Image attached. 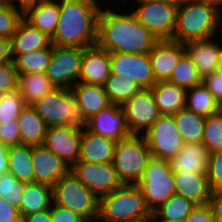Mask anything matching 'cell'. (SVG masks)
<instances>
[{
    "label": "cell",
    "mask_w": 222,
    "mask_h": 222,
    "mask_svg": "<svg viewBox=\"0 0 222 222\" xmlns=\"http://www.w3.org/2000/svg\"><path fill=\"white\" fill-rule=\"evenodd\" d=\"M103 8L97 45L109 53H147L159 41L130 10L119 11L114 5Z\"/></svg>",
    "instance_id": "obj_1"
},
{
    "label": "cell",
    "mask_w": 222,
    "mask_h": 222,
    "mask_svg": "<svg viewBox=\"0 0 222 222\" xmlns=\"http://www.w3.org/2000/svg\"><path fill=\"white\" fill-rule=\"evenodd\" d=\"M99 0H59V21L51 43L86 48L97 44Z\"/></svg>",
    "instance_id": "obj_2"
},
{
    "label": "cell",
    "mask_w": 222,
    "mask_h": 222,
    "mask_svg": "<svg viewBox=\"0 0 222 222\" xmlns=\"http://www.w3.org/2000/svg\"><path fill=\"white\" fill-rule=\"evenodd\" d=\"M220 28H222V12L218 8L206 3L180 0L172 40L185 44L213 36L219 37Z\"/></svg>",
    "instance_id": "obj_3"
},
{
    "label": "cell",
    "mask_w": 222,
    "mask_h": 222,
    "mask_svg": "<svg viewBox=\"0 0 222 222\" xmlns=\"http://www.w3.org/2000/svg\"><path fill=\"white\" fill-rule=\"evenodd\" d=\"M32 106L48 127L65 126L80 134L87 130L88 119L71 89L55 88Z\"/></svg>",
    "instance_id": "obj_4"
},
{
    "label": "cell",
    "mask_w": 222,
    "mask_h": 222,
    "mask_svg": "<svg viewBox=\"0 0 222 222\" xmlns=\"http://www.w3.org/2000/svg\"><path fill=\"white\" fill-rule=\"evenodd\" d=\"M151 210L147 207L136 184H123L112 193L99 198L100 222H148Z\"/></svg>",
    "instance_id": "obj_5"
},
{
    "label": "cell",
    "mask_w": 222,
    "mask_h": 222,
    "mask_svg": "<svg viewBox=\"0 0 222 222\" xmlns=\"http://www.w3.org/2000/svg\"><path fill=\"white\" fill-rule=\"evenodd\" d=\"M151 158L145 137L130 134L117 142L113 166L123 184H137Z\"/></svg>",
    "instance_id": "obj_6"
},
{
    "label": "cell",
    "mask_w": 222,
    "mask_h": 222,
    "mask_svg": "<svg viewBox=\"0 0 222 222\" xmlns=\"http://www.w3.org/2000/svg\"><path fill=\"white\" fill-rule=\"evenodd\" d=\"M53 202L79 214L87 222L96 221L99 213V197L71 172L53 186Z\"/></svg>",
    "instance_id": "obj_7"
},
{
    "label": "cell",
    "mask_w": 222,
    "mask_h": 222,
    "mask_svg": "<svg viewBox=\"0 0 222 222\" xmlns=\"http://www.w3.org/2000/svg\"><path fill=\"white\" fill-rule=\"evenodd\" d=\"M141 190L147 207L153 212L176 194L174 175L169 160L152 157L136 184Z\"/></svg>",
    "instance_id": "obj_8"
},
{
    "label": "cell",
    "mask_w": 222,
    "mask_h": 222,
    "mask_svg": "<svg viewBox=\"0 0 222 222\" xmlns=\"http://www.w3.org/2000/svg\"><path fill=\"white\" fill-rule=\"evenodd\" d=\"M131 12L158 40H172L177 24L179 3L132 0Z\"/></svg>",
    "instance_id": "obj_9"
},
{
    "label": "cell",
    "mask_w": 222,
    "mask_h": 222,
    "mask_svg": "<svg viewBox=\"0 0 222 222\" xmlns=\"http://www.w3.org/2000/svg\"><path fill=\"white\" fill-rule=\"evenodd\" d=\"M85 48L55 46L45 75L55 88L71 89L79 82Z\"/></svg>",
    "instance_id": "obj_10"
},
{
    "label": "cell",
    "mask_w": 222,
    "mask_h": 222,
    "mask_svg": "<svg viewBox=\"0 0 222 222\" xmlns=\"http://www.w3.org/2000/svg\"><path fill=\"white\" fill-rule=\"evenodd\" d=\"M143 136L152 157L158 159L170 160L179 153L184 144L174 115H161Z\"/></svg>",
    "instance_id": "obj_11"
},
{
    "label": "cell",
    "mask_w": 222,
    "mask_h": 222,
    "mask_svg": "<svg viewBox=\"0 0 222 222\" xmlns=\"http://www.w3.org/2000/svg\"><path fill=\"white\" fill-rule=\"evenodd\" d=\"M121 107L130 134L143 135L161 116L150 88L134 94Z\"/></svg>",
    "instance_id": "obj_12"
},
{
    "label": "cell",
    "mask_w": 222,
    "mask_h": 222,
    "mask_svg": "<svg viewBox=\"0 0 222 222\" xmlns=\"http://www.w3.org/2000/svg\"><path fill=\"white\" fill-rule=\"evenodd\" d=\"M71 172L99 198L112 193L123 185L113 163H89L78 161Z\"/></svg>",
    "instance_id": "obj_13"
},
{
    "label": "cell",
    "mask_w": 222,
    "mask_h": 222,
    "mask_svg": "<svg viewBox=\"0 0 222 222\" xmlns=\"http://www.w3.org/2000/svg\"><path fill=\"white\" fill-rule=\"evenodd\" d=\"M110 67L111 73L134 78L143 89H149L156 83L149 52L110 53Z\"/></svg>",
    "instance_id": "obj_14"
},
{
    "label": "cell",
    "mask_w": 222,
    "mask_h": 222,
    "mask_svg": "<svg viewBox=\"0 0 222 222\" xmlns=\"http://www.w3.org/2000/svg\"><path fill=\"white\" fill-rule=\"evenodd\" d=\"M32 162L34 182L51 187L71 170V167L44 145H32Z\"/></svg>",
    "instance_id": "obj_15"
},
{
    "label": "cell",
    "mask_w": 222,
    "mask_h": 222,
    "mask_svg": "<svg viewBox=\"0 0 222 222\" xmlns=\"http://www.w3.org/2000/svg\"><path fill=\"white\" fill-rule=\"evenodd\" d=\"M81 136L65 126H51L43 145L72 167L79 160Z\"/></svg>",
    "instance_id": "obj_16"
},
{
    "label": "cell",
    "mask_w": 222,
    "mask_h": 222,
    "mask_svg": "<svg viewBox=\"0 0 222 222\" xmlns=\"http://www.w3.org/2000/svg\"><path fill=\"white\" fill-rule=\"evenodd\" d=\"M216 36L185 43V52L189 55L202 79L218 70L222 56V43ZM222 42V41H221Z\"/></svg>",
    "instance_id": "obj_17"
},
{
    "label": "cell",
    "mask_w": 222,
    "mask_h": 222,
    "mask_svg": "<svg viewBox=\"0 0 222 222\" xmlns=\"http://www.w3.org/2000/svg\"><path fill=\"white\" fill-rule=\"evenodd\" d=\"M87 130L117 142L130 135L125 122L124 109L118 104H111L88 119Z\"/></svg>",
    "instance_id": "obj_18"
},
{
    "label": "cell",
    "mask_w": 222,
    "mask_h": 222,
    "mask_svg": "<svg viewBox=\"0 0 222 222\" xmlns=\"http://www.w3.org/2000/svg\"><path fill=\"white\" fill-rule=\"evenodd\" d=\"M184 53L185 45L183 43L159 40L149 52L155 81L168 80Z\"/></svg>",
    "instance_id": "obj_19"
},
{
    "label": "cell",
    "mask_w": 222,
    "mask_h": 222,
    "mask_svg": "<svg viewBox=\"0 0 222 222\" xmlns=\"http://www.w3.org/2000/svg\"><path fill=\"white\" fill-rule=\"evenodd\" d=\"M110 74V53L97 44L86 47L79 82L104 86Z\"/></svg>",
    "instance_id": "obj_20"
},
{
    "label": "cell",
    "mask_w": 222,
    "mask_h": 222,
    "mask_svg": "<svg viewBox=\"0 0 222 222\" xmlns=\"http://www.w3.org/2000/svg\"><path fill=\"white\" fill-rule=\"evenodd\" d=\"M209 152L202 142H186L169 162L173 173L207 174Z\"/></svg>",
    "instance_id": "obj_21"
},
{
    "label": "cell",
    "mask_w": 222,
    "mask_h": 222,
    "mask_svg": "<svg viewBox=\"0 0 222 222\" xmlns=\"http://www.w3.org/2000/svg\"><path fill=\"white\" fill-rule=\"evenodd\" d=\"M117 141L86 130L81 136L79 160L89 163H113Z\"/></svg>",
    "instance_id": "obj_22"
},
{
    "label": "cell",
    "mask_w": 222,
    "mask_h": 222,
    "mask_svg": "<svg viewBox=\"0 0 222 222\" xmlns=\"http://www.w3.org/2000/svg\"><path fill=\"white\" fill-rule=\"evenodd\" d=\"M176 194L191 200L196 205H207L211 198V188L207 174L192 172L173 173Z\"/></svg>",
    "instance_id": "obj_23"
},
{
    "label": "cell",
    "mask_w": 222,
    "mask_h": 222,
    "mask_svg": "<svg viewBox=\"0 0 222 222\" xmlns=\"http://www.w3.org/2000/svg\"><path fill=\"white\" fill-rule=\"evenodd\" d=\"M71 90L87 119L111 105L104 86L78 82Z\"/></svg>",
    "instance_id": "obj_24"
},
{
    "label": "cell",
    "mask_w": 222,
    "mask_h": 222,
    "mask_svg": "<svg viewBox=\"0 0 222 222\" xmlns=\"http://www.w3.org/2000/svg\"><path fill=\"white\" fill-rule=\"evenodd\" d=\"M51 38L23 19L10 38L11 54H25L48 47Z\"/></svg>",
    "instance_id": "obj_25"
},
{
    "label": "cell",
    "mask_w": 222,
    "mask_h": 222,
    "mask_svg": "<svg viewBox=\"0 0 222 222\" xmlns=\"http://www.w3.org/2000/svg\"><path fill=\"white\" fill-rule=\"evenodd\" d=\"M161 115H174L186 106L187 90L169 81H157L151 88Z\"/></svg>",
    "instance_id": "obj_26"
},
{
    "label": "cell",
    "mask_w": 222,
    "mask_h": 222,
    "mask_svg": "<svg viewBox=\"0 0 222 222\" xmlns=\"http://www.w3.org/2000/svg\"><path fill=\"white\" fill-rule=\"evenodd\" d=\"M21 144L43 145L48 126L32 105H26L17 119Z\"/></svg>",
    "instance_id": "obj_27"
},
{
    "label": "cell",
    "mask_w": 222,
    "mask_h": 222,
    "mask_svg": "<svg viewBox=\"0 0 222 222\" xmlns=\"http://www.w3.org/2000/svg\"><path fill=\"white\" fill-rule=\"evenodd\" d=\"M59 16V0H43L31 8L24 15V19L52 38L58 25Z\"/></svg>",
    "instance_id": "obj_28"
},
{
    "label": "cell",
    "mask_w": 222,
    "mask_h": 222,
    "mask_svg": "<svg viewBox=\"0 0 222 222\" xmlns=\"http://www.w3.org/2000/svg\"><path fill=\"white\" fill-rule=\"evenodd\" d=\"M21 216L50 210L53 202V187L41 183H26L23 194Z\"/></svg>",
    "instance_id": "obj_29"
},
{
    "label": "cell",
    "mask_w": 222,
    "mask_h": 222,
    "mask_svg": "<svg viewBox=\"0 0 222 222\" xmlns=\"http://www.w3.org/2000/svg\"><path fill=\"white\" fill-rule=\"evenodd\" d=\"M54 89L45 73L19 74L18 91L26 105H33Z\"/></svg>",
    "instance_id": "obj_30"
},
{
    "label": "cell",
    "mask_w": 222,
    "mask_h": 222,
    "mask_svg": "<svg viewBox=\"0 0 222 222\" xmlns=\"http://www.w3.org/2000/svg\"><path fill=\"white\" fill-rule=\"evenodd\" d=\"M9 169L18 180L25 183L34 182L32 162V145L19 144L11 146L8 151Z\"/></svg>",
    "instance_id": "obj_31"
},
{
    "label": "cell",
    "mask_w": 222,
    "mask_h": 222,
    "mask_svg": "<svg viewBox=\"0 0 222 222\" xmlns=\"http://www.w3.org/2000/svg\"><path fill=\"white\" fill-rule=\"evenodd\" d=\"M176 127L186 142H202L206 117L198 115L186 107L174 114Z\"/></svg>",
    "instance_id": "obj_32"
},
{
    "label": "cell",
    "mask_w": 222,
    "mask_h": 222,
    "mask_svg": "<svg viewBox=\"0 0 222 222\" xmlns=\"http://www.w3.org/2000/svg\"><path fill=\"white\" fill-rule=\"evenodd\" d=\"M18 74L45 73L52 57V43L25 54H11Z\"/></svg>",
    "instance_id": "obj_33"
},
{
    "label": "cell",
    "mask_w": 222,
    "mask_h": 222,
    "mask_svg": "<svg viewBox=\"0 0 222 222\" xmlns=\"http://www.w3.org/2000/svg\"><path fill=\"white\" fill-rule=\"evenodd\" d=\"M185 107L204 117L213 115L222 109L212 93L203 83L195 85L187 90Z\"/></svg>",
    "instance_id": "obj_34"
},
{
    "label": "cell",
    "mask_w": 222,
    "mask_h": 222,
    "mask_svg": "<svg viewBox=\"0 0 222 222\" xmlns=\"http://www.w3.org/2000/svg\"><path fill=\"white\" fill-rule=\"evenodd\" d=\"M105 92L111 104L122 105L143 88L134 78L123 77L122 74L111 73L104 84Z\"/></svg>",
    "instance_id": "obj_35"
},
{
    "label": "cell",
    "mask_w": 222,
    "mask_h": 222,
    "mask_svg": "<svg viewBox=\"0 0 222 222\" xmlns=\"http://www.w3.org/2000/svg\"><path fill=\"white\" fill-rule=\"evenodd\" d=\"M196 206L191 200L174 194L153 212L161 219L185 222Z\"/></svg>",
    "instance_id": "obj_36"
},
{
    "label": "cell",
    "mask_w": 222,
    "mask_h": 222,
    "mask_svg": "<svg viewBox=\"0 0 222 222\" xmlns=\"http://www.w3.org/2000/svg\"><path fill=\"white\" fill-rule=\"evenodd\" d=\"M186 90L202 83V77L199 75L197 67L185 52L179 59L170 78L167 80Z\"/></svg>",
    "instance_id": "obj_37"
},
{
    "label": "cell",
    "mask_w": 222,
    "mask_h": 222,
    "mask_svg": "<svg viewBox=\"0 0 222 222\" xmlns=\"http://www.w3.org/2000/svg\"><path fill=\"white\" fill-rule=\"evenodd\" d=\"M26 183L18 180L9 171L0 172V198L21 209Z\"/></svg>",
    "instance_id": "obj_38"
},
{
    "label": "cell",
    "mask_w": 222,
    "mask_h": 222,
    "mask_svg": "<svg viewBox=\"0 0 222 222\" xmlns=\"http://www.w3.org/2000/svg\"><path fill=\"white\" fill-rule=\"evenodd\" d=\"M202 143L209 153L222 151V109L206 117Z\"/></svg>",
    "instance_id": "obj_39"
},
{
    "label": "cell",
    "mask_w": 222,
    "mask_h": 222,
    "mask_svg": "<svg viewBox=\"0 0 222 222\" xmlns=\"http://www.w3.org/2000/svg\"><path fill=\"white\" fill-rule=\"evenodd\" d=\"M24 15L7 1L0 0V37L10 39L16 32Z\"/></svg>",
    "instance_id": "obj_40"
},
{
    "label": "cell",
    "mask_w": 222,
    "mask_h": 222,
    "mask_svg": "<svg viewBox=\"0 0 222 222\" xmlns=\"http://www.w3.org/2000/svg\"><path fill=\"white\" fill-rule=\"evenodd\" d=\"M25 106L18 90L0 95V123L18 119Z\"/></svg>",
    "instance_id": "obj_41"
},
{
    "label": "cell",
    "mask_w": 222,
    "mask_h": 222,
    "mask_svg": "<svg viewBox=\"0 0 222 222\" xmlns=\"http://www.w3.org/2000/svg\"><path fill=\"white\" fill-rule=\"evenodd\" d=\"M207 177L212 192L222 190V151L209 154Z\"/></svg>",
    "instance_id": "obj_42"
},
{
    "label": "cell",
    "mask_w": 222,
    "mask_h": 222,
    "mask_svg": "<svg viewBox=\"0 0 222 222\" xmlns=\"http://www.w3.org/2000/svg\"><path fill=\"white\" fill-rule=\"evenodd\" d=\"M18 77L13 61L0 64V95L18 90Z\"/></svg>",
    "instance_id": "obj_43"
},
{
    "label": "cell",
    "mask_w": 222,
    "mask_h": 222,
    "mask_svg": "<svg viewBox=\"0 0 222 222\" xmlns=\"http://www.w3.org/2000/svg\"><path fill=\"white\" fill-rule=\"evenodd\" d=\"M0 143L8 147L21 144L17 119L0 123Z\"/></svg>",
    "instance_id": "obj_44"
},
{
    "label": "cell",
    "mask_w": 222,
    "mask_h": 222,
    "mask_svg": "<svg viewBox=\"0 0 222 222\" xmlns=\"http://www.w3.org/2000/svg\"><path fill=\"white\" fill-rule=\"evenodd\" d=\"M52 222H87L79 214L52 202L50 207Z\"/></svg>",
    "instance_id": "obj_45"
},
{
    "label": "cell",
    "mask_w": 222,
    "mask_h": 222,
    "mask_svg": "<svg viewBox=\"0 0 222 222\" xmlns=\"http://www.w3.org/2000/svg\"><path fill=\"white\" fill-rule=\"evenodd\" d=\"M202 83L212 93L215 100L222 107V73L214 71L212 74L205 76Z\"/></svg>",
    "instance_id": "obj_46"
},
{
    "label": "cell",
    "mask_w": 222,
    "mask_h": 222,
    "mask_svg": "<svg viewBox=\"0 0 222 222\" xmlns=\"http://www.w3.org/2000/svg\"><path fill=\"white\" fill-rule=\"evenodd\" d=\"M185 222H215L209 205H197Z\"/></svg>",
    "instance_id": "obj_47"
},
{
    "label": "cell",
    "mask_w": 222,
    "mask_h": 222,
    "mask_svg": "<svg viewBox=\"0 0 222 222\" xmlns=\"http://www.w3.org/2000/svg\"><path fill=\"white\" fill-rule=\"evenodd\" d=\"M0 222H21L19 210L0 198Z\"/></svg>",
    "instance_id": "obj_48"
},
{
    "label": "cell",
    "mask_w": 222,
    "mask_h": 222,
    "mask_svg": "<svg viewBox=\"0 0 222 222\" xmlns=\"http://www.w3.org/2000/svg\"><path fill=\"white\" fill-rule=\"evenodd\" d=\"M208 205L211 208L215 222H222V190L212 192Z\"/></svg>",
    "instance_id": "obj_49"
},
{
    "label": "cell",
    "mask_w": 222,
    "mask_h": 222,
    "mask_svg": "<svg viewBox=\"0 0 222 222\" xmlns=\"http://www.w3.org/2000/svg\"><path fill=\"white\" fill-rule=\"evenodd\" d=\"M13 8L25 15L43 0H6ZM18 5V6H17Z\"/></svg>",
    "instance_id": "obj_50"
},
{
    "label": "cell",
    "mask_w": 222,
    "mask_h": 222,
    "mask_svg": "<svg viewBox=\"0 0 222 222\" xmlns=\"http://www.w3.org/2000/svg\"><path fill=\"white\" fill-rule=\"evenodd\" d=\"M21 222H52L50 210L21 216Z\"/></svg>",
    "instance_id": "obj_51"
},
{
    "label": "cell",
    "mask_w": 222,
    "mask_h": 222,
    "mask_svg": "<svg viewBox=\"0 0 222 222\" xmlns=\"http://www.w3.org/2000/svg\"><path fill=\"white\" fill-rule=\"evenodd\" d=\"M12 61L10 39L0 37V64Z\"/></svg>",
    "instance_id": "obj_52"
},
{
    "label": "cell",
    "mask_w": 222,
    "mask_h": 222,
    "mask_svg": "<svg viewBox=\"0 0 222 222\" xmlns=\"http://www.w3.org/2000/svg\"><path fill=\"white\" fill-rule=\"evenodd\" d=\"M8 146H4L0 143V172H6L9 169L8 161Z\"/></svg>",
    "instance_id": "obj_53"
},
{
    "label": "cell",
    "mask_w": 222,
    "mask_h": 222,
    "mask_svg": "<svg viewBox=\"0 0 222 222\" xmlns=\"http://www.w3.org/2000/svg\"><path fill=\"white\" fill-rule=\"evenodd\" d=\"M191 1L213 5L222 12V0H191Z\"/></svg>",
    "instance_id": "obj_54"
},
{
    "label": "cell",
    "mask_w": 222,
    "mask_h": 222,
    "mask_svg": "<svg viewBox=\"0 0 222 222\" xmlns=\"http://www.w3.org/2000/svg\"><path fill=\"white\" fill-rule=\"evenodd\" d=\"M148 222H180V221H168L165 219H161L154 212H152Z\"/></svg>",
    "instance_id": "obj_55"
},
{
    "label": "cell",
    "mask_w": 222,
    "mask_h": 222,
    "mask_svg": "<svg viewBox=\"0 0 222 222\" xmlns=\"http://www.w3.org/2000/svg\"><path fill=\"white\" fill-rule=\"evenodd\" d=\"M152 2H164V3H179L180 0H148Z\"/></svg>",
    "instance_id": "obj_56"
},
{
    "label": "cell",
    "mask_w": 222,
    "mask_h": 222,
    "mask_svg": "<svg viewBox=\"0 0 222 222\" xmlns=\"http://www.w3.org/2000/svg\"><path fill=\"white\" fill-rule=\"evenodd\" d=\"M218 72L222 73V56L218 65Z\"/></svg>",
    "instance_id": "obj_57"
}]
</instances>
